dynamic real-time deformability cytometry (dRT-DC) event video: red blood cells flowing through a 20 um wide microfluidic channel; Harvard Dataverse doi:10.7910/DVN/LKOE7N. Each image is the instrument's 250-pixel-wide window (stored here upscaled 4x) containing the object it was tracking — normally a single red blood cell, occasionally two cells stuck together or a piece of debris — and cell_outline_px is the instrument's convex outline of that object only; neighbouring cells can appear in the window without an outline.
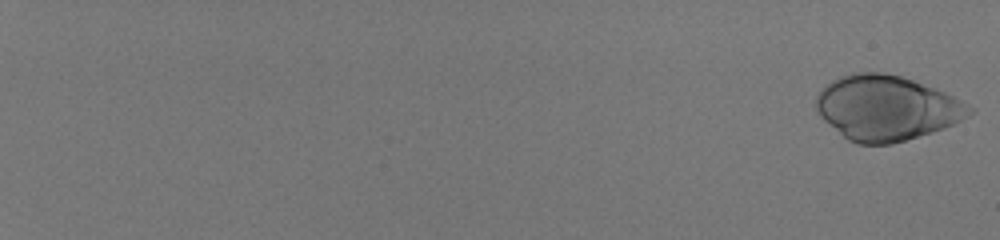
{"species": "human", "species_latin": "Homo sapiens", "temperature_condition": "room temperature", "stored_images_in_passage": 57, "camera_frame_rate_fps": 3000, "um_per_image_px": 0.085, "donor": {"sex": "male"}, "frame": {"image": 1, "passage_image": 1, "time_ms": 0.0, "image_size_px": [1000, 240], "cell_outline_px": [[976, 112], [944, 128], [932, 132], [892, 144], [856, 144], [848, 140], [824, 120], [816, 112], [816, 96], [832, 80], [840, 76], [856, 72], [884, 72], [900, 76], [912, 80], [944, 92], [976, 108]], "centroid_in_image_um": [75.35, 9.18], "position_along_channel_um": 9.6, "area_um2": 57.68}}
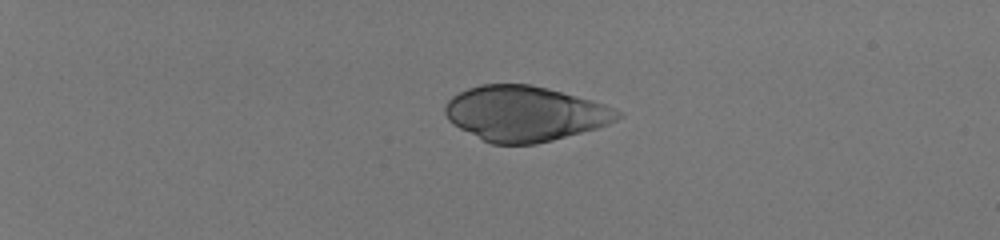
{"frame": {"image": 2, "passage_image": 17, "time_ms": 5.333, "image_size_px": [1000, 240], "cell_outline_px": [[624, 116], [608, 124], [596, 128], [552, 140], [536, 144], [492, 144], [452, 124], [448, 120], [444, 112], [444, 104], [452, 96], [468, 88], [480, 84], [532, 84], [548, 88], [592, 100], [604, 104], [624, 112]], "centroid_in_image_um": [44.62, 9.64], "position_along_channel_um": 40.4, "area_um2": 55.49}}